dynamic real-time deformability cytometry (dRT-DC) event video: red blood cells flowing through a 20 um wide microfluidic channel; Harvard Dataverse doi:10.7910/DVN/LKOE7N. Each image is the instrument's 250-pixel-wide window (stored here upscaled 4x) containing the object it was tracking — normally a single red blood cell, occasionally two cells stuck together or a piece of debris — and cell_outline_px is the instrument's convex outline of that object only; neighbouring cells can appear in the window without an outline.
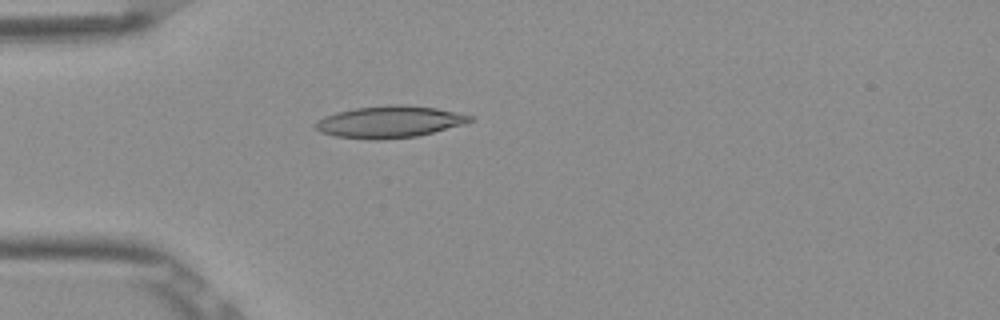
{"species": "Egyptian fruit bat (a non-hibernating species)", "species_latin": "Rousettus aegyptiacus", "temperature_condition": "room temperature", "stored_images_in_passage": 5, "camera_frame_rate_fps": 3000, "um_per_image_px": 0.085, "frame": {"image": 1, "passage_image": 5, "time_ms": 1.333, "image_size_px": [1000, 320], "cell_outline_px": [[476, 120], [464, 124], [416, 136], [380, 140], [368, 140], [336, 136], [320, 132], [312, 124], [316, 120], [324, 116], [336, 112], [356, 108], [388, 104], [404, 104], [436, 108], [472, 116]], "centroid_in_image_um": [33.07, 10.35], "position_along_channel_um": 51.9, "area_um2": 28.78}}